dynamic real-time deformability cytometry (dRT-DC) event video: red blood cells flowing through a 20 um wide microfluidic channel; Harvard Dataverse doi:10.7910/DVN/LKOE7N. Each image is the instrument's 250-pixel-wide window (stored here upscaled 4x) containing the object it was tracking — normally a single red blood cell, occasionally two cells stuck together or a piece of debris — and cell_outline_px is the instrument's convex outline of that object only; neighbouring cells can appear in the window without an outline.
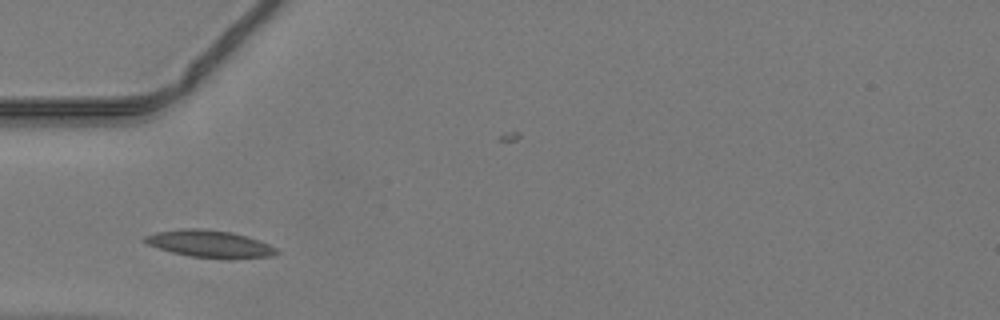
{"species": "common noctule bat (a hibernating species)", "species_latin": "Nyctalus noctula", "temperature_condition": "warm", "stored_images_in_passage": 34, "camera_frame_rate_fps": 3000, "um_per_image_px": 0.085, "animal": {"sex": "male", "body_mass_g": 19.2, "forearm_length_mm": 51.8}, "frame": {"image": 1, "passage_image": 1, "time_ms": 0.0, "image_size_px": [1000, 320], "cell_outline_px": [[280, 252], [272, 256], [192, 256], [172, 252], [148, 244], [140, 240], [144, 236], [156, 232], [184, 228], [200, 228], [232, 232], [268, 244], [276, 248]], "centroid_in_image_um": [17.72, 20.67], "position_along_channel_um": 67.3, "area_um2": 19.77}}
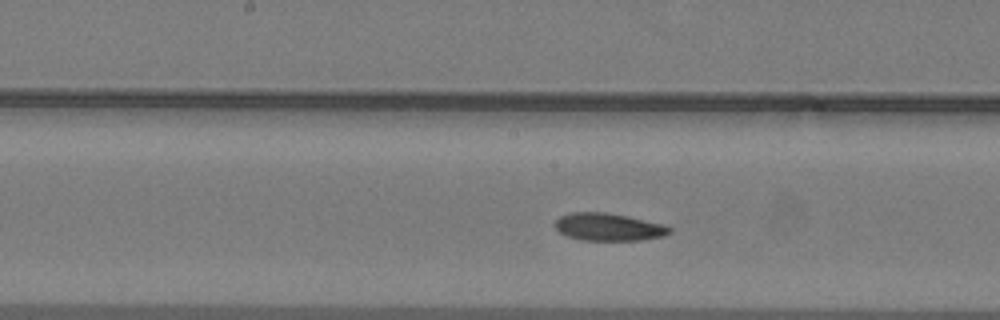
{"frame": {"image": 2, "passage_image": 10, "time_ms": 3.0, "image_size_px": [1000, 320], "cell_outline_px": [[672, 232], [664, 236], [640, 240], [580, 240], [568, 236], [560, 232], [556, 228], [556, 220], [560, 216], [568, 212], [608, 212], [628, 216], [664, 224], [672, 228]], "centroid_in_image_um": [51.75, 19.28], "position_along_channel_um": 196.4, "area_um2": 18.5}}
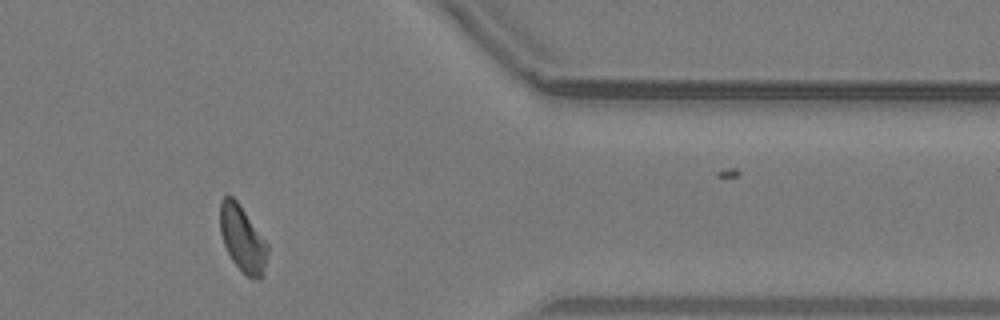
{"frame": {"image": 3, "passage_image": 25, "time_ms": 8.0, "image_size_px": [1000, 320], "cell_outline_px": [[268, 252], [264, 276], [248, 276], [232, 260], [224, 244], [220, 232], [220, 200], [224, 196], [232, 196], [240, 204], [268, 244]], "centroid_in_image_um": [20.61, 20.25], "position_along_channel_um": 390.8, "area_um2": 18.03}}